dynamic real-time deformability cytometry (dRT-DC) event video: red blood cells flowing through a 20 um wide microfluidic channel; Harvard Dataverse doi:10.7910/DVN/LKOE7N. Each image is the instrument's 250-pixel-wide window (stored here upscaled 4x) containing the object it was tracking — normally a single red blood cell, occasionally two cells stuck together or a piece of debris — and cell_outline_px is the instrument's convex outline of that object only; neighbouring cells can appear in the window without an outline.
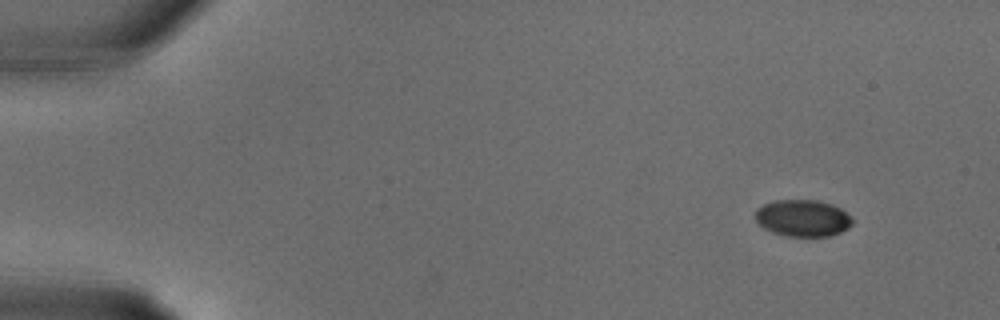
{"species": "common noctule bat (a hibernating species)", "species_latin": "Nyctalus noctula", "temperature_condition": "warm", "stored_images_in_passage": 2, "camera_frame_rate_fps": 3000, "um_per_image_px": 0.085, "animal": {"sex": "male", "body_mass_g": 18.8}, "frame": {"image": 1, "passage_image": 2, "time_ms": 0.333, "image_size_px": [1000, 320], "cell_outline_px": [[852, 224], [848, 228], [840, 232], [828, 236], [788, 236], [772, 232], [764, 228], [756, 220], [756, 208], [764, 204], [776, 200], [820, 200], [832, 204], [840, 208], [852, 220]], "centroid_in_image_um": [68.22, 18.53], "position_along_channel_um": 16.8, "area_um2": 20.63}}